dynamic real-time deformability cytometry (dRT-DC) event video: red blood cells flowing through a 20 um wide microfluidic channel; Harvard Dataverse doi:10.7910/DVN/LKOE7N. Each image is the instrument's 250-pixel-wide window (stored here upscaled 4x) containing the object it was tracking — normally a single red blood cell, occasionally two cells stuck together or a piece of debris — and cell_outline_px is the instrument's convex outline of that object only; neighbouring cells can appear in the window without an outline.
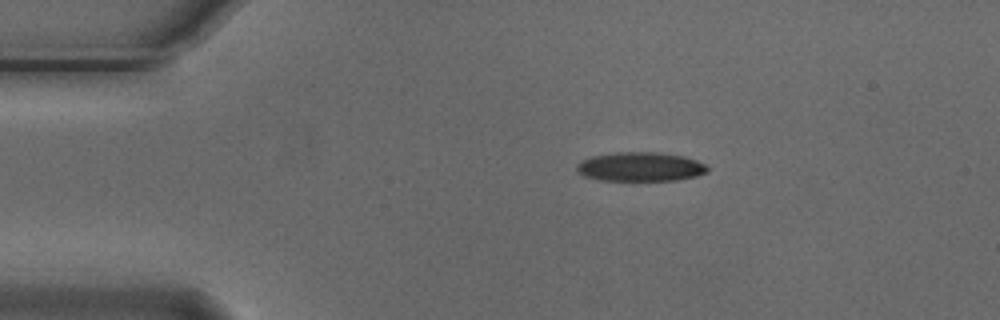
{"species": "Egyptian fruit bat (a non-hibernating species)", "species_latin": "Rousettus aegyptiacus", "temperature_condition": "cold", "stored_images_in_passage": 7, "camera_frame_rate_fps": 3000, "um_per_image_px": 0.085, "animal": {"sex": "male"}, "frame": {"image": 1, "passage_image": 2, "time_ms": 0.333, "image_size_px": [1000, 320], "cell_outline_px": [[708, 172], [696, 176], [676, 180], [600, 180], [584, 176], [576, 172], [576, 164], [580, 160], [592, 156], [616, 152], [660, 152], [684, 156], [696, 160], [704, 164], [708, 168]], "centroid_in_image_um": [54.4, 14.17], "position_along_channel_um": 30.6, "area_um2": 22.31}}
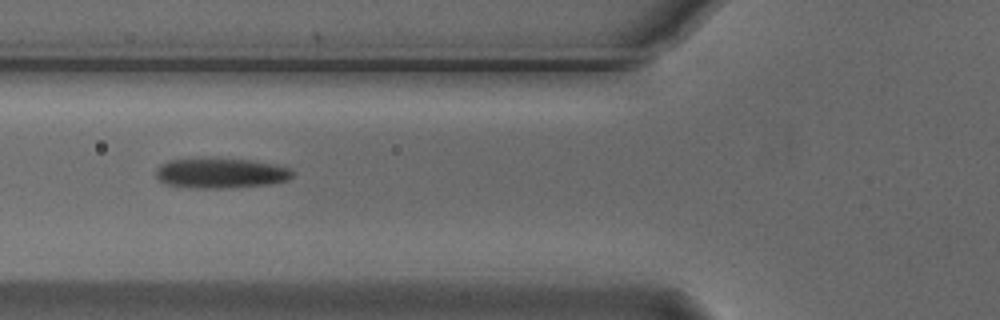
{"frame": {"image": 2, "passage_image": 5, "time_ms": 1.333, "image_size_px": [1000, 320], "cell_outline_px": [[296, 172], [288, 180], [268, 184], [224, 188], [192, 188], [168, 184], [160, 180], [156, 176], [156, 168], [160, 164], [168, 160], [252, 160], [272, 164], [288, 168]], "centroid_in_image_um": [18.77, 14.74], "position_along_channel_um": 107.0, "area_um2": 23.29}}
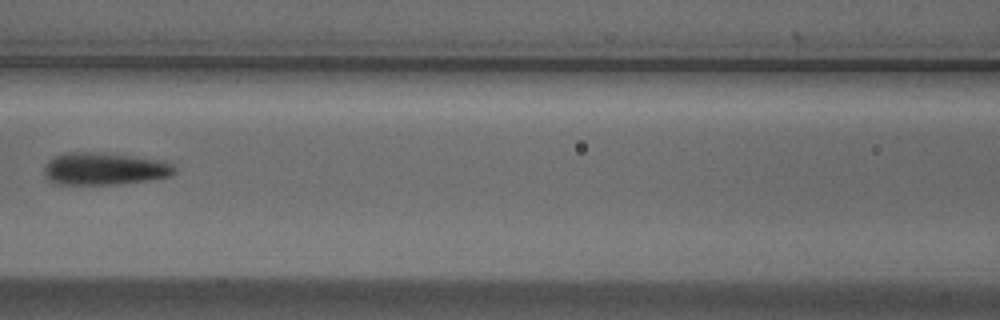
{"frame": {"image": 3, "passage_image": 6, "time_ms": 1.667, "image_size_px": [1000, 320], "cell_outline_px": [[176, 172], [172, 176], [148, 180], [116, 184], [56, 184], [48, 180], [44, 176], [44, 168], [48, 160], [56, 156], [68, 152], [88, 152], [168, 160], [176, 168]], "centroid_in_image_um": [8.9, 14.35], "position_along_channel_um": 157.7, "area_um2": 24.57}}